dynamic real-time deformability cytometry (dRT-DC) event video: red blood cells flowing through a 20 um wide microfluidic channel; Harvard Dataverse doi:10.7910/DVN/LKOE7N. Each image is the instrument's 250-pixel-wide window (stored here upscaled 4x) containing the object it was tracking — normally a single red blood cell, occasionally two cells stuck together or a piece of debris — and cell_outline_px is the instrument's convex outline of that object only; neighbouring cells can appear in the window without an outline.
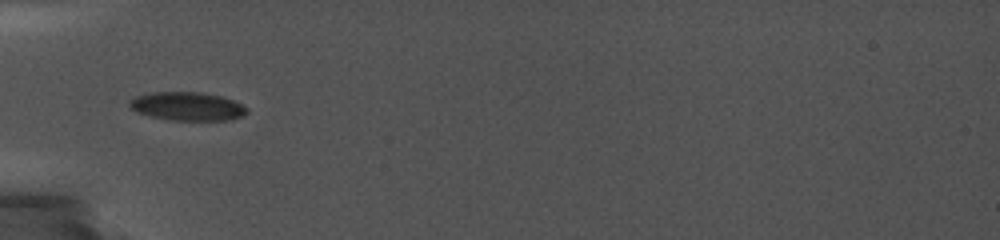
{"species": "common noctule bat (a hibernating species)", "species_latin": "Nyctalus noctula", "temperature_condition": "cold", "stored_images_in_passage": 12, "camera_frame_rate_fps": 5000, "um_per_image_px": 0.085, "animal": {"sex": "female", "body_mass_g": 19.0, "forearm_length_mm": 56.7}, "frame": {"image": 1, "passage_image": 1, "time_ms": 0.0, "image_size_px": [1000, 240], "cell_outline_px": [[248, 112], [240, 116], [224, 120], [176, 120], [152, 116], [140, 112], [132, 108], [128, 104], [128, 100], [136, 96], [152, 92], [200, 92], [224, 96], [248, 108]], "centroid_in_image_um": [15.93, 9.01], "position_along_channel_um": 69.1, "area_um2": 19.19}}
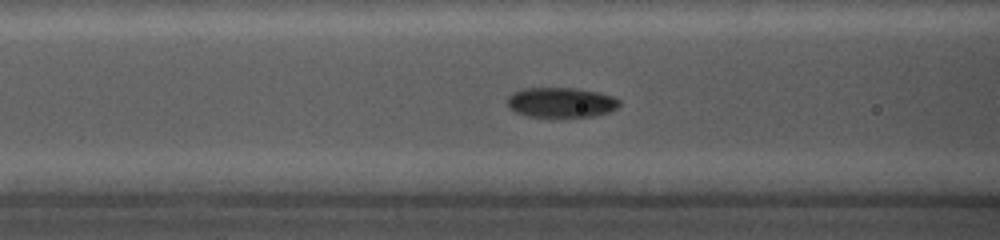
{"frame": {"image": 2, "passage_image": 5, "time_ms": 1.4, "image_size_px": [1000, 240], "cell_outline_px": [[620, 104], [616, 108], [608, 112], [592, 116], [528, 116], [516, 112], [508, 104], [508, 96], [512, 92], [520, 88], [576, 88], [600, 92], [612, 96], [620, 100]], "centroid_in_image_um": [47.69, 8.68], "position_along_channel_um": 118.9, "area_um2": 19.42}}